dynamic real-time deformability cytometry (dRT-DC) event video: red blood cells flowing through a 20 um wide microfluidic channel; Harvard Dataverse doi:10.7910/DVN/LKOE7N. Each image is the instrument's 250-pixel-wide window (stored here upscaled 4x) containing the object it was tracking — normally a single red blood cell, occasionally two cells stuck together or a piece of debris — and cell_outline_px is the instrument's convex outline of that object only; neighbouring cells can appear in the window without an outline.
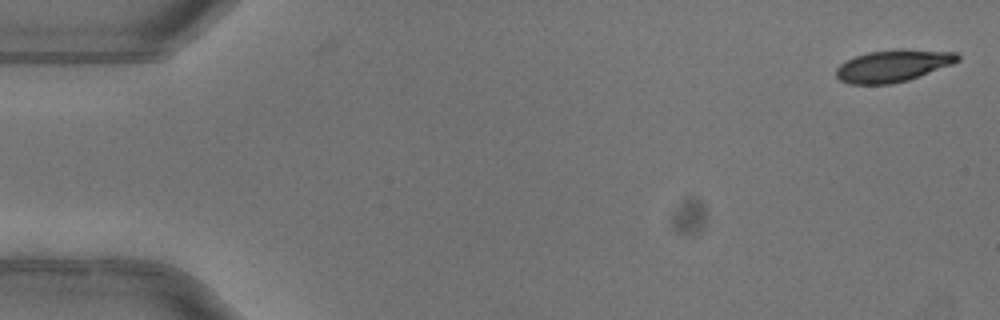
{"species": "common noctule bat (a hibernating species)", "species_latin": "Nyctalus noctula", "temperature_condition": "warm", "stored_images_in_passage": 4, "camera_frame_rate_fps": 3000, "um_per_image_px": 0.085, "animal": {"sex": "female"}, "frame": {"image": 1, "passage_image": 1, "time_ms": 0.0, "image_size_px": [1000, 320], "cell_outline_px": [[960, 60], [952, 64], [908, 80], [892, 84], [848, 84], [840, 80], [836, 76], [836, 68], [840, 64], [856, 56], [868, 52], [900, 48], [904, 48], [956, 52], [960, 56]], "centroid_in_image_um": [75.92, 5.58], "position_along_channel_um": 9.1, "area_um2": 22.83}}
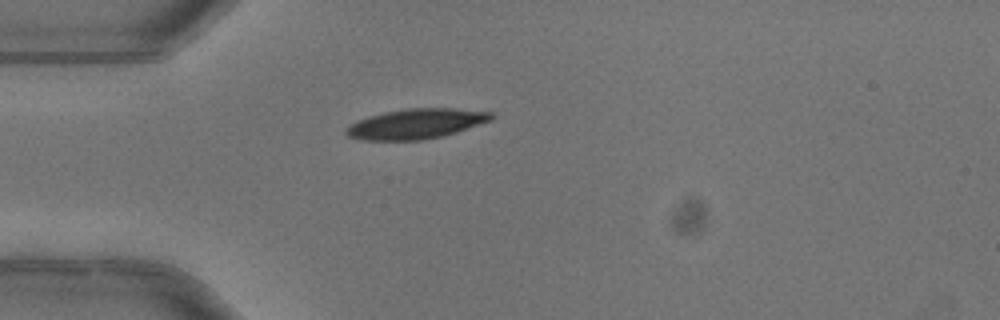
{"frame": {"image": 2, "passage_image": 4, "time_ms": 1.0, "image_size_px": [1000, 320], "cell_outline_px": [[496, 116], [492, 120], [456, 132], [440, 136], [420, 140], [364, 140], [348, 136], [344, 132], [344, 128], [356, 120], [368, 116], [384, 112], [408, 108], [452, 108], [492, 112]], "centroid_in_image_um": [35.35, 10.51], "position_along_channel_um": 49.7, "area_um2": 25.43}}